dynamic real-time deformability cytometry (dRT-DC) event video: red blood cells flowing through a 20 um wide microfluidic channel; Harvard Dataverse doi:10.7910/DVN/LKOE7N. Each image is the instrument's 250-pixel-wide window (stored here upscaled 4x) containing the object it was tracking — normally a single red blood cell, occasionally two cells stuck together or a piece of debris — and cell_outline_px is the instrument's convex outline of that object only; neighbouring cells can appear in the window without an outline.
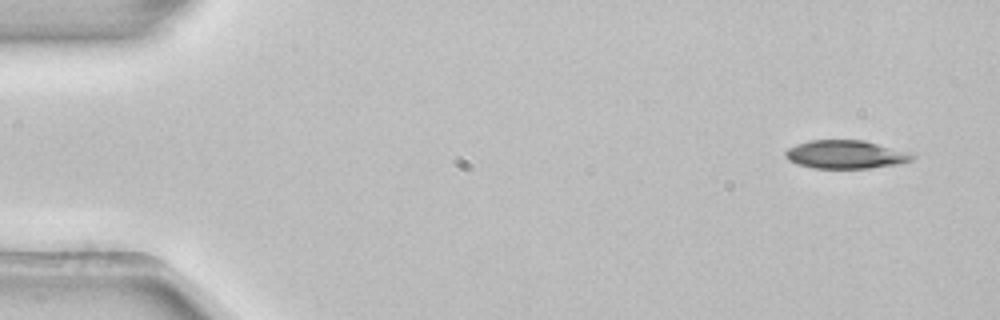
{"species": "common noctule bat (a hibernating species)", "species_latin": "Nyctalus noctula", "temperature_condition": "room temperature", "stored_images_in_passage": 5, "camera_frame_rate_fps": 3000, "um_per_image_px": 0.085, "animal": {"sex": "female", "body_mass_g": 22.7, "forearm_length_mm": 54.2}, "frame": {"image": 1, "passage_image": 1, "time_ms": 0.0, "image_size_px": [1000, 320], "cell_outline_px": [[916, 156], [912, 160], [896, 164], [868, 168], [812, 168], [788, 160], [784, 152], [788, 148], [796, 144], [808, 140], [864, 140], [916, 152]], "centroid_in_image_um": [71.95, 13.11], "position_along_channel_um": 13.0, "area_um2": 21.21}}
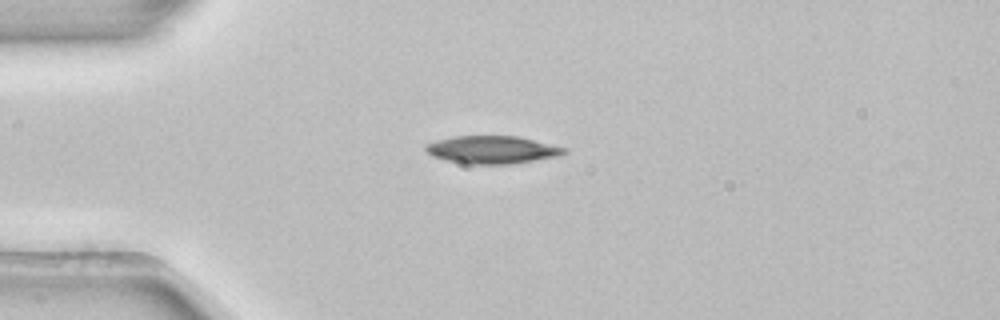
{"frame": {"image": 2, "passage_image": 3, "time_ms": 0.667, "image_size_px": [1000, 320], "cell_outline_px": [[568, 152], [556, 156], [508, 164], [468, 164], [448, 160], [432, 156], [424, 148], [424, 144], [436, 140], [452, 136], [516, 136], [568, 148]], "centroid_in_image_um": [41.79, 12.72], "position_along_channel_um": 43.2, "area_um2": 22.2}}